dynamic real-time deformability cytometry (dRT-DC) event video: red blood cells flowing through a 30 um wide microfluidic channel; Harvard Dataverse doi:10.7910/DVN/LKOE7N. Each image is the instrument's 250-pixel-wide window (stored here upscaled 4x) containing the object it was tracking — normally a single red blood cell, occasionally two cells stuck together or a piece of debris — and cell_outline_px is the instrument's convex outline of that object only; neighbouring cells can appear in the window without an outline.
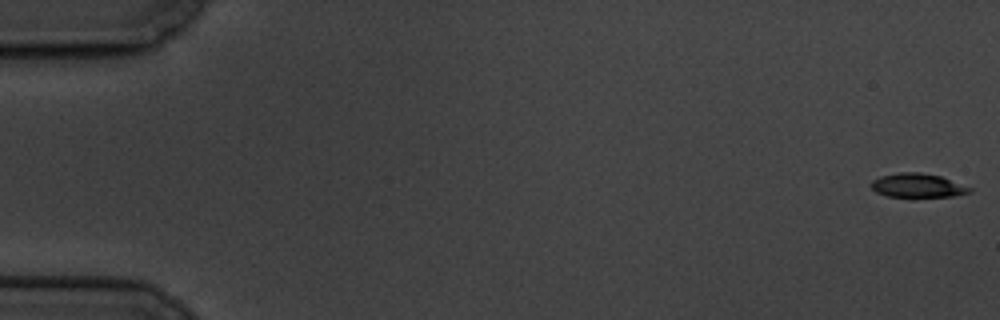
{"species": "common noctule bat (a hibernating species)", "species_latin": "Nyctalus noctula", "temperature_condition": "cold", "stored_images_in_passage": 6, "camera_frame_rate_fps": 3000, "um_per_image_px": 0.085, "animal": {"sex": "male", "body_mass_g": 19.5, "forearm_length_mm": 54.6}, "frame": {"image": 1, "passage_image": 1, "time_ms": 0.0, "image_size_px": [1000, 320], "cell_outline_px": [[972, 192], [952, 196], [916, 200], [888, 196], [876, 192], [872, 188], [872, 180], [880, 176], [900, 172], [920, 172], [940, 176], [972, 188]], "centroid_in_image_um": [78.0, 15.82], "position_along_channel_um": 7.0, "area_um2": 14.39}}
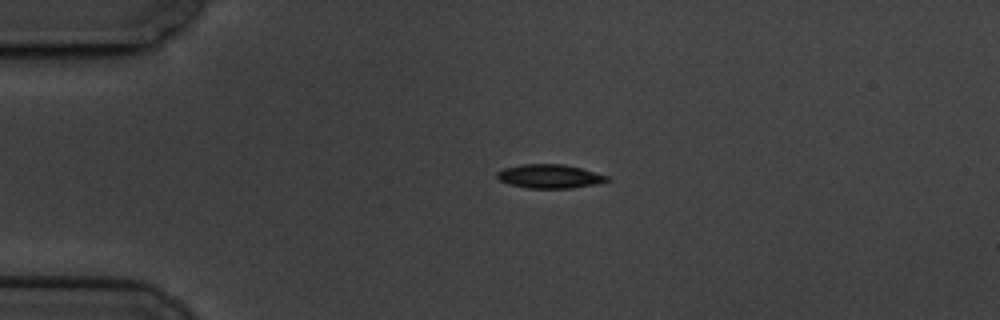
{"frame": {"image": 2, "passage_image": 5, "time_ms": 4.333, "image_size_px": [1000, 320], "cell_outline_px": [[608, 180], [596, 184], [572, 188], [528, 188], [512, 184], [500, 180], [496, 176], [496, 172], [504, 168], [520, 164], [564, 164], [580, 168], [608, 176]], "centroid_in_image_um": [46.7, 14.98], "position_along_channel_um": 38.3, "area_um2": 15.09}}